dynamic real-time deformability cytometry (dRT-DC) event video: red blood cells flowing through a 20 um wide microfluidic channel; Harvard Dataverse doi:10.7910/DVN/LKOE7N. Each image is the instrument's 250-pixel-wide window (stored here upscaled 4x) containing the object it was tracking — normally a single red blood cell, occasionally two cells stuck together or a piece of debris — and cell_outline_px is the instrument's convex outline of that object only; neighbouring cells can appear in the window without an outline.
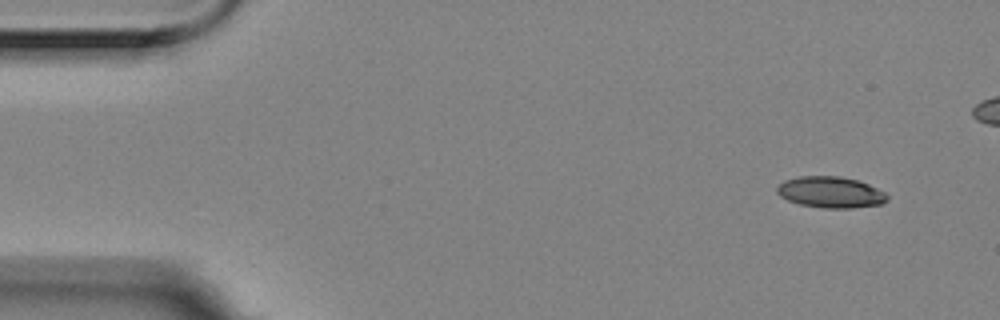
{"species": "Egyptian fruit bat (a non-hibernating species)", "species_latin": "Rousettus aegyptiacus", "temperature_condition": "room temperature", "stored_images_in_passage": 11, "segment_of_instrument_passage": [1, 2], "camera_frame_rate_fps": 3000, "um_per_image_px": 0.085, "animal": {"sex": "female"}, "frame": {"image": 1, "passage_image": 1, "time_ms": 0.0, "image_size_px": [1000, 320], "cell_outline_px": [[888, 200], [884, 204], [852, 208], [824, 208], [800, 204], [788, 200], [780, 196], [776, 192], [776, 188], [784, 180], [796, 176], [840, 176], [856, 180], [868, 184], [884, 192], [888, 196]], "centroid_in_image_um": [70.6, 16.34], "position_along_channel_um": 14.4, "area_um2": 20.11}}
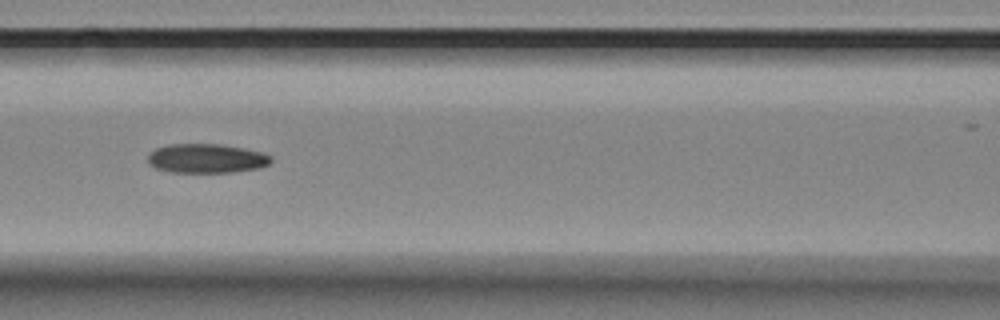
{"frame": {"image": 2, "passage_image": 7, "time_ms": 2.0, "image_size_px": [1000, 320], "cell_outline_px": [[272, 160], [268, 164], [260, 168], [232, 172], [172, 172], [156, 168], [148, 164], [148, 156], [156, 148], [168, 144], [220, 144], [244, 148], [260, 152], [272, 156]], "centroid_in_image_um": [17.55, 13.46], "position_along_channel_um": 149.0, "area_um2": 20.92}}
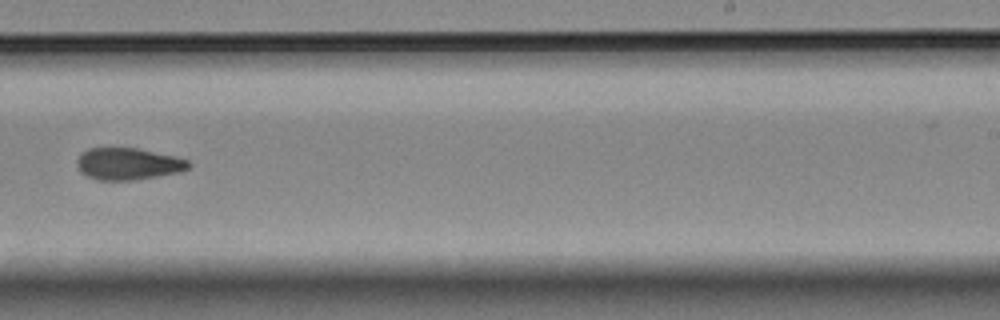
{"frame": {"image": 3, "passage_image": 10, "time_ms": 3.0, "image_size_px": [1000, 320], "cell_outline_px": [[192, 164], [188, 168], [180, 172], [132, 180], [100, 180], [88, 176], [80, 172], [76, 164], [76, 160], [88, 148], [136, 148], [172, 156], [188, 160]], "centroid_in_image_um": [10.87, 13.93], "position_along_channel_um": 278.1, "area_um2": 20.46}}